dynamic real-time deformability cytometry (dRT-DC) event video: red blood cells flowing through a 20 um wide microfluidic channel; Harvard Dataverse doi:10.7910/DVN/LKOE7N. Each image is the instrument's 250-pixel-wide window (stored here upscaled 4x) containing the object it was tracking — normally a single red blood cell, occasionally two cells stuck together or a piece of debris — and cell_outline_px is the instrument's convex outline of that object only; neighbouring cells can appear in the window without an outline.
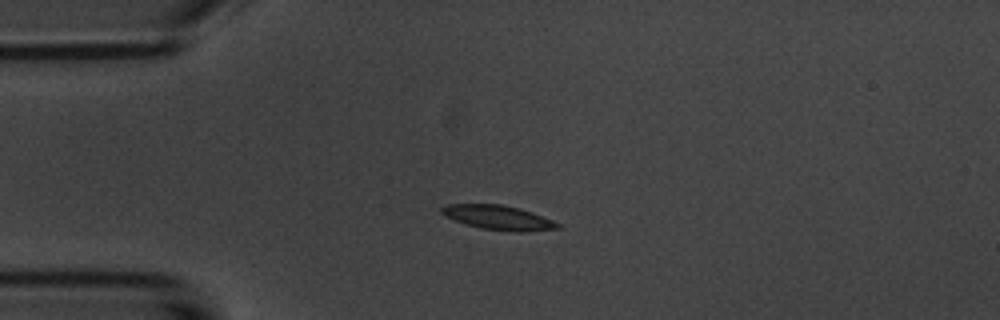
{"species": "common noctule bat (a hibernating species)", "species_latin": "Nyctalus noctula", "temperature_condition": "room temperature", "stored_images_in_passage": 7, "camera_frame_rate_fps": 3000, "um_per_image_px": 0.085, "animal": {"sex": "male", "body_mass_g": 20.1, "forearm_length_mm": 53.5}, "frame": {"image": 1, "passage_image": 3, "time_ms": 3.333, "image_size_px": [1000, 320], "cell_outline_px": [[560, 228], [524, 232], [512, 232], [480, 228], [464, 224], [444, 216], [440, 212], [440, 208], [444, 204], [500, 204], [520, 208], [532, 212], [552, 220], [560, 224]], "centroid_in_image_um": [42.32, 18.49], "position_along_channel_um": 42.7, "area_um2": 16.7}}
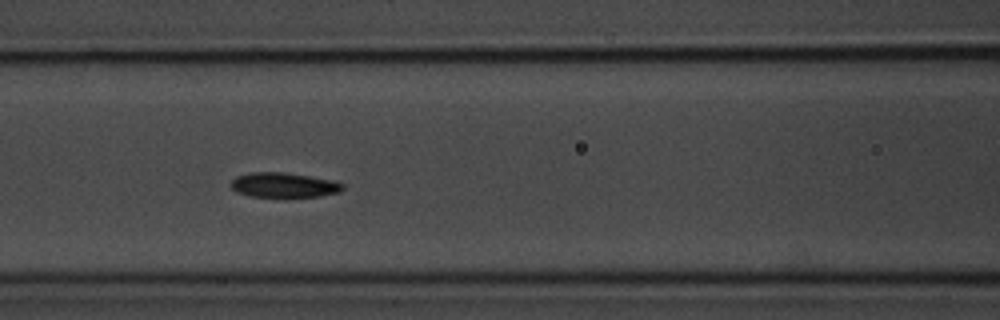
{"frame": {"image": 2, "passage_image": 6, "time_ms": 6.667, "image_size_px": [1000, 320], "cell_outline_px": [[344, 188], [340, 192], [320, 196], [284, 200], [248, 196], [236, 192], [232, 188], [232, 180], [236, 176], [248, 172], [284, 172], [308, 176], [328, 180], [344, 184]], "centroid_in_image_um": [24.09, 15.78], "position_along_channel_um": 142.5, "area_um2": 16.94}}
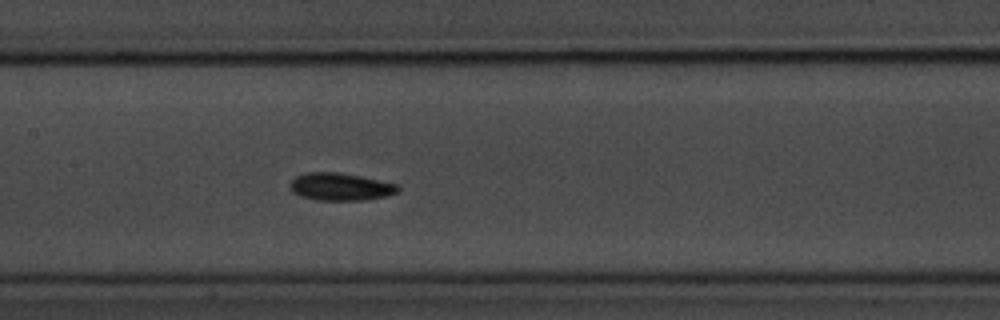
{"frame": {"image": 3, "passage_image": 7, "time_ms": 7.667, "image_size_px": [1000, 320], "cell_outline_px": [[400, 192], [384, 196], [364, 200], [316, 200], [300, 196], [292, 192], [292, 180], [296, 176], [308, 172], [336, 172], [360, 176], [396, 184], [400, 188]], "centroid_in_image_um": [28.94, 15.88], "position_along_channel_um": 178.5, "area_um2": 17.11}}